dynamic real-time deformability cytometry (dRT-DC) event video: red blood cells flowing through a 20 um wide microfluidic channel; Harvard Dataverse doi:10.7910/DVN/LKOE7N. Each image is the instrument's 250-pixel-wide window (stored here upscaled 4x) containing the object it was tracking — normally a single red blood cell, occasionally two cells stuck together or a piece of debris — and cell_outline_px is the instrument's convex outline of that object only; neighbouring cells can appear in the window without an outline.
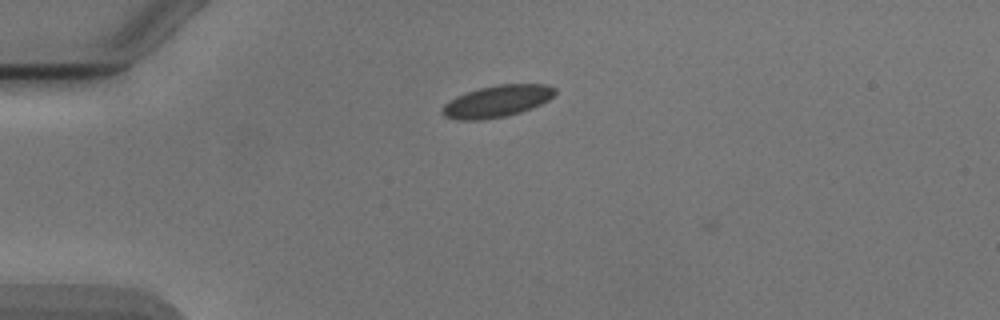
{"species": "Egyptian fruit bat (a non-hibernating species)", "species_latin": "Rousettus aegyptiacus", "temperature_condition": "cold", "stored_images_in_passage": 2, "camera_frame_rate_fps": 3000, "um_per_image_px": 0.085, "animal": {"sex": "male"}, "frame": {"image": 1, "passage_image": 1, "time_ms": 0.0, "image_size_px": [1000, 320], "cell_outline_px": [[556, 92], [548, 100], [540, 104], [520, 112], [508, 116], [480, 120], [456, 120], [444, 116], [440, 112], [444, 104], [448, 100], [456, 96], [480, 88], [496, 84], [548, 84], [556, 88]], "centroid_in_image_um": [42.22, 8.61], "position_along_channel_um": 42.8, "area_um2": 20.98}}